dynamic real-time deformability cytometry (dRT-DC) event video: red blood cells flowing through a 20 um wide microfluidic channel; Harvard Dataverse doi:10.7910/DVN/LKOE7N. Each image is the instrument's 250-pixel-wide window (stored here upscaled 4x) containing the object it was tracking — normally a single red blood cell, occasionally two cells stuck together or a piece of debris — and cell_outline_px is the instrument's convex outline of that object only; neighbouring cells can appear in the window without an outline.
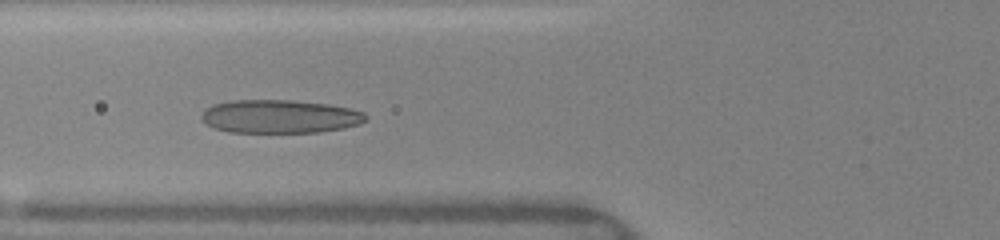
{"species": "human", "species_latin": "Homo sapiens", "temperature_condition": "warm", "stored_images_in_passage": 46, "camera_frame_rate_fps": 3000, "um_per_image_px": 0.085, "donor": {"sex": "female"}, "frame": {"image": 1, "passage_image": 16, "time_ms": 5.0, "image_size_px": [1000, 240], "cell_outline_px": [[368, 116], [360, 124], [344, 128], [320, 132], [228, 132], [212, 128], [200, 120], [200, 116], [212, 104], [232, 100], [292, 100], [328, 104], [352, 108], [364, 112]], "centroid_in_image_um": [23.78, 9.9], "position_along_channel_um": 102.0, "area_um2": 32.19}}
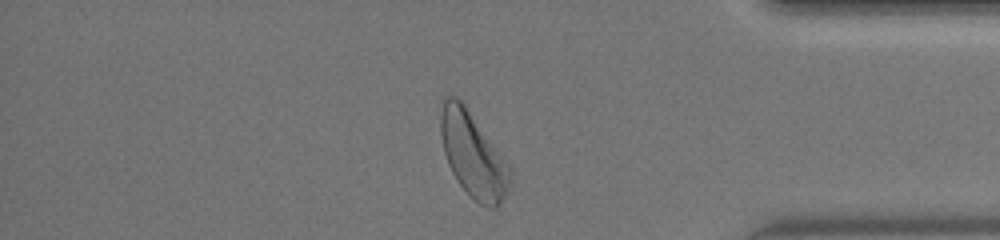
{"frame": {"image": 2, "passage_image": 39, "time_ms": 12.667, "image_size_px": [1000, 240], "cell_outline_px": [[512, 172], [508, 192], [496, 208], [488, 208], [480, 204], [456, 180], [448, 164], [444, 152], [440, 136], [440, 100], [444, 96], [456, 96], [464, 104], [504, 160]], "centroid_in_image_um": [40.16, 13.14], "position_along_channel_um": 395.0, "area_um2": 33.81}}
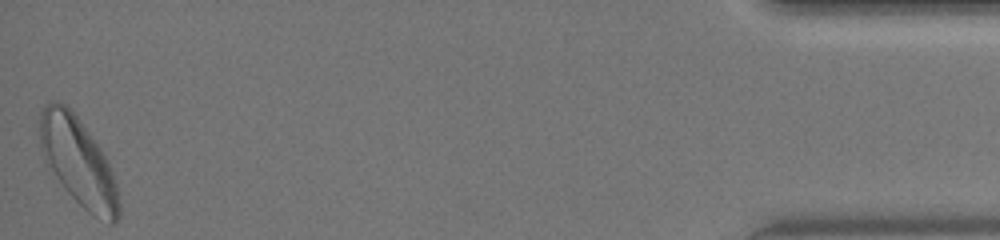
{"frame": {"image": 3, "passage_image": 46, "time_ms": 15.0, "image_size_px": [1000, 240], "cell_outline_px": [[120, 216], [116, 224], [108, 224], [92, 216], [64, 188], [44, 160], [40, 148], [40, 112], [44, 104], [48, 100], [60, 100], [76, 116], [100, 148], [112, 172], [116, 184], [120, 204]], "centroid_in_image_um": [6.65, 13.77], "position_along_channel_um": 428.6, "area_um2": 40.46}, "authors_computed_cell_mechanics": {"area_um2": 31.5299, "velocity_mm_per_s": 4.0711, "shape_relaxation_time_tau1_ms": 3.3171, "shape_relaxation_time_tau2_ms": 0.9009, "deformation_change_tau1": 0.1303, "deformation_change_tau2": 0.0866}}